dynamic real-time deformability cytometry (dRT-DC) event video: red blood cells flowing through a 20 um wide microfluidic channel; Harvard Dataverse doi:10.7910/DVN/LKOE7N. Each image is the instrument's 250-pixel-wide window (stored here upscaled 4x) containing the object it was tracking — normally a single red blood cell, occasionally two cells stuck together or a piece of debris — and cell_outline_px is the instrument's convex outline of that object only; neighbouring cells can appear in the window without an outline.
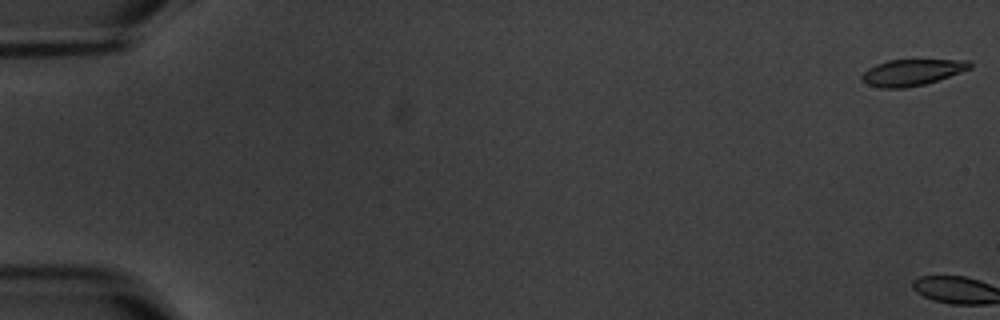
{"species": "common noctule bat (a hibernating species)", "species_latin": "Nyctalus noctula", "temperature_condition": "warm", "stored_images_in_passage": 6, "camera_frame_rate_fps": 3000, "um_per_image_px": 0.085, "animal": {"sex": "male", "body_mass_g": 20.1, "forearm_length_mm": 53.5}, "frame": {"image": 1, "passage_image": 1, "time_ms": 0.0, "image_size_px": [1000, 320], "cell_outline_px": [[972, 68], [924, 84], [904, 88], [880, 88], [868, 84], [860, 80], [860, 76], [868, 68], [876, 64], [888, 60], [968, 60], [972, 64]], "centroid_in_image_um": [77.47, 6.15], "position_along_channel_um": 7.5, "area_um2": 16.42}}